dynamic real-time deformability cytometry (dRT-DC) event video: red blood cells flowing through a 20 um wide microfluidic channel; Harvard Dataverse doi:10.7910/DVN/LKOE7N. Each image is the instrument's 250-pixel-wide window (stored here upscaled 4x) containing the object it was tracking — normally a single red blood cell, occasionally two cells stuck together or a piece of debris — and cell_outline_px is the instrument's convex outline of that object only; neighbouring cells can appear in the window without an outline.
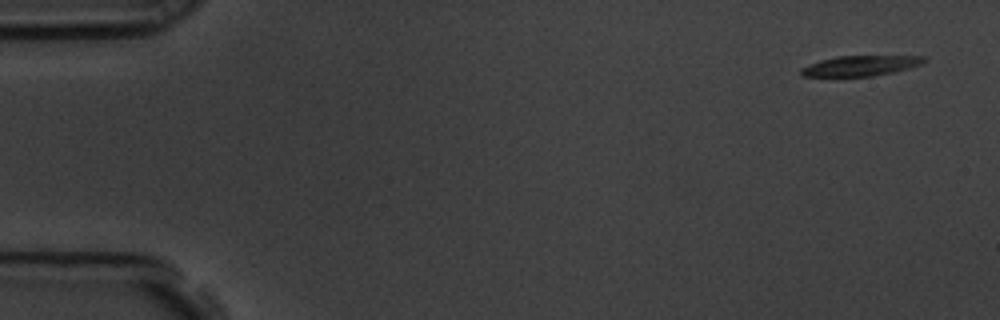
{"species": "common noctule bat (a hibernating species)", "species_latin": "Nyctalus noctula", "temperature_condition": "room temperature", "stored_images_in_passage": 14, "camera_frame_rate_fps": 3000, "um_per_image_px": 0.085, "animal": {"sex": "male", "body_mass_g": 19.5, "forearm_length_mm": 54.6}, "frame": {"image": 1, "passage_image": 1, "time_ms": 0.0, "image_size_px": [1000, 320], "cell_outline_px": [[924, 60], [920, 64], [908, 68], [892, 72], [872, 76], [800, 76], [800, 68], [808, 64], [820, 60], [836, 56], [924, 56]], "centroid_in_image_um": [73.06, 5.58], "position_along_channel_um": 11.9, "area_um2": 14.33}}
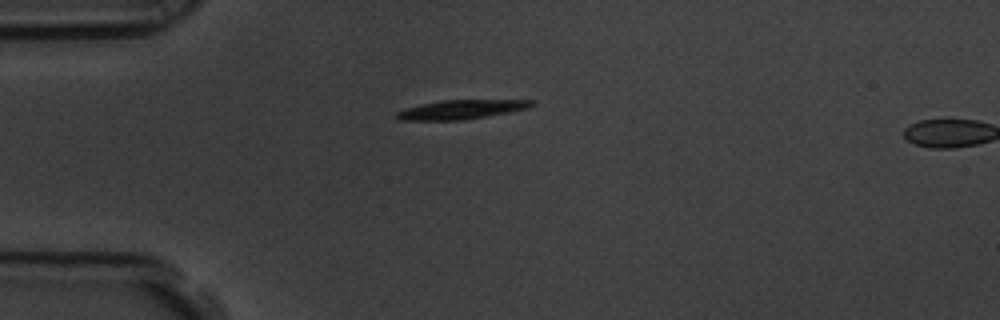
{"frame": {"image": 2, "passage_image": 13, "time_ms": 4.0, "image_size_px": [1000, 320], "cell_outline_px": [[536, 104], [528, 108], [508, 112], [464, 120], [400, 120], [396, 116], [396, 112], [420, 104], [440, 100], [536, 100]], "centroid_in_image_um": [39.24, 9.3], "position_along_channel_um": 45.8, "area_um2": 14.97}}